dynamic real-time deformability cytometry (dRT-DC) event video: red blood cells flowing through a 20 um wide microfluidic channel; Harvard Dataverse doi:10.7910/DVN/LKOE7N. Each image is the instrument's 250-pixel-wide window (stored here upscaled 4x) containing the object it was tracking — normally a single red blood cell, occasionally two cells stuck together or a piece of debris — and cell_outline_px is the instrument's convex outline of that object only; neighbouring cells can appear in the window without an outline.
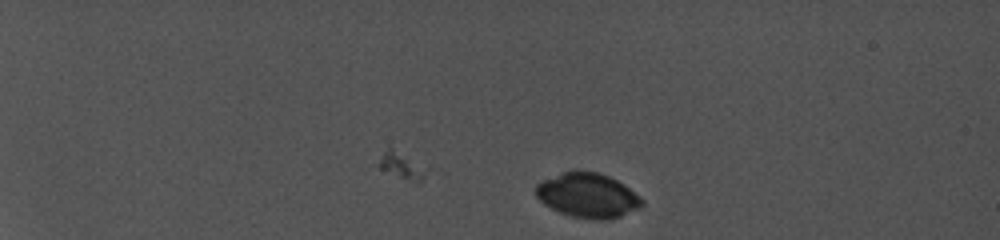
{"species": "common noctule bat (a hibernating species)", "species_latin": "Nyctalus noctula", "temperature_condition": "cold", "stored_images_in_passage": 3, "camera_frame_rate_fps": 5000, "um_per_image_px": 0.085, "animal": {"sex": "female", "body_mass_g": 19.0, "forearm_length_mm": 56.7}, "frame": {"image": 1, "passage_image": 3, "time_ms": 1.6, "image_size_px": [1000, 240], "cell_outline_px": [[644, 204], [640, 208], [612, 220], [592, 220], [572, 216], [560, 212], [544, 204], [536, 196], [536, 184], [544, 180], [564, 172], [596, 172], [608, 176], [624, 184], [640, 196], [644, 200]], "centroid_in_image_um": [50.01, 16.64], "position_along_channel_um": 35.0, "area_um2": 27.4}}